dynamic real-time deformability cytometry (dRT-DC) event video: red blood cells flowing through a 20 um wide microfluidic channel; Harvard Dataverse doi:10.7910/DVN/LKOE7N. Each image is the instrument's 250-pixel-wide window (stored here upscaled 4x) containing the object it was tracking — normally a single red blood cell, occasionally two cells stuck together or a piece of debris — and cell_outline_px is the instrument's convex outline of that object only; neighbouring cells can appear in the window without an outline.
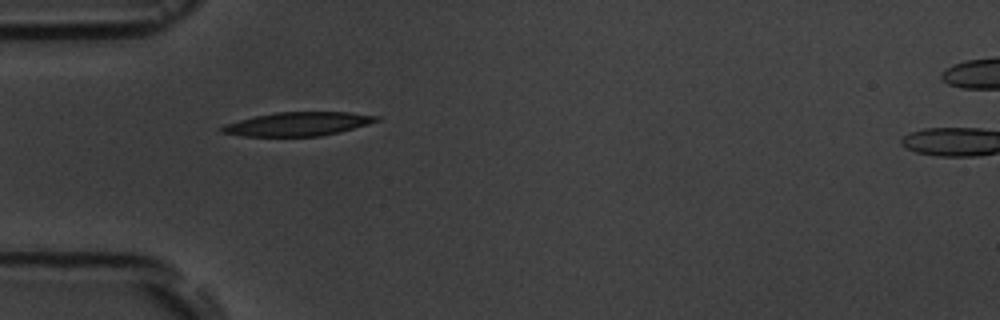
{"species": "common noctule bat (a hibernating species)", "species_latin": "Nyctalus noctula", "temperature_condition": "room temperature", "stored_images_in_passage": 6, "camera_frame_rate_fps": 3000, "um_per_image_px": 0.085, "animal": {"sex": "male", "body_mass_g": 19.5, "forearm_length_mm": 54.6}, "frame": {"image": 1, "passage_image": 5, "time_ms": 4.667, "image_size_px": [1000, 320], "cell_outline_px": [[380, 120], [368, 124], [340, 132], [320, 136], [244, 136], [220, 132], [220, 128], [224, 124], [256, 116], [276, 112], [348, 112], [380, 116]], "centroid_in_image_um": [25.34, 10.54], "position_along_channel_um": 59.7, "area_um2": 21.27}}
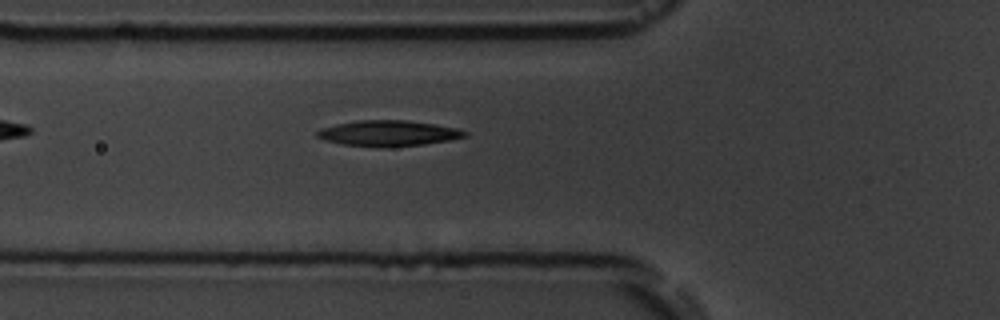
{"frame": {"image": 2, "passage_image": 6, "time_ms": 5.667, "image_size_px": [1000, 320], "cell_outline_px": [[468, 136], [448, 140], [424, 144], [380, 148], [340, 144], [324, 140], [316, 136], [316, 132], [320, 128], [336, 124], [356, 120], [404, 120], [432, 124], [456, 128], [468, 132]], "centroid_in_image_um": [32.95, 11.34], "position_along_channel_um": 92.8, "area_um2": 22.2}}